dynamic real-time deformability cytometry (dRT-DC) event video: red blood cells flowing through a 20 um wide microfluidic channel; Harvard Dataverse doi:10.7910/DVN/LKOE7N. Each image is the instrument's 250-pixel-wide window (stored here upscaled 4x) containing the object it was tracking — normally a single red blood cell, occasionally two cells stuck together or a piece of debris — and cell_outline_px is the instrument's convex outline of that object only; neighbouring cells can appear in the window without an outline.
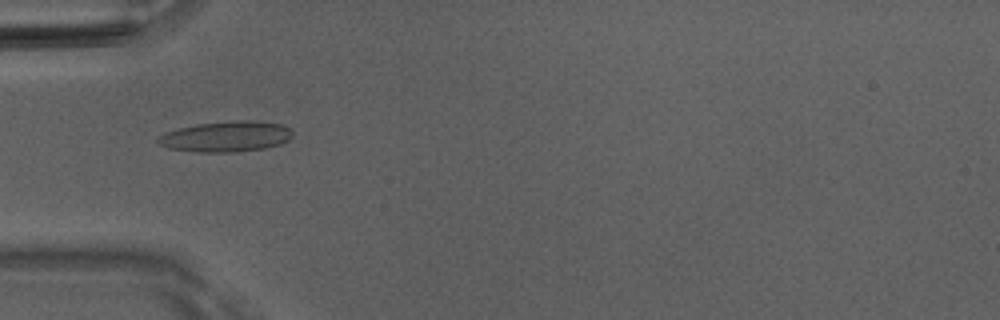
{"species": "Egyptian fruit bat (a non-hibernating species)", "species_latin": "Rousettus aegyptiacus", "temperature_condition": "room temperature", "stored_images_in_passage": 51, "camera_frame_rate_fps": 3000, "um_per_image_px": 0.085, "animal": {"sex": "male"}, "frame": {"image": 1, "passage_image": 17, "time_ms": 5.333, "image_size_px": [1000, 320], "cell_outline_px": [[292, 136], [288, 140], [280, 144], [264, 148], [236, 152], [196, 152], [168, 148], [156, 144], [156, 136], [180, 128], [196, 124], [236, 120], [248, 120], [280, 124], [288, 128], [292, 132]], "centroid_in_image_um": [19.17, 11.61], "position_along_channel_um": 65.8, "area_um2": 23.99}}
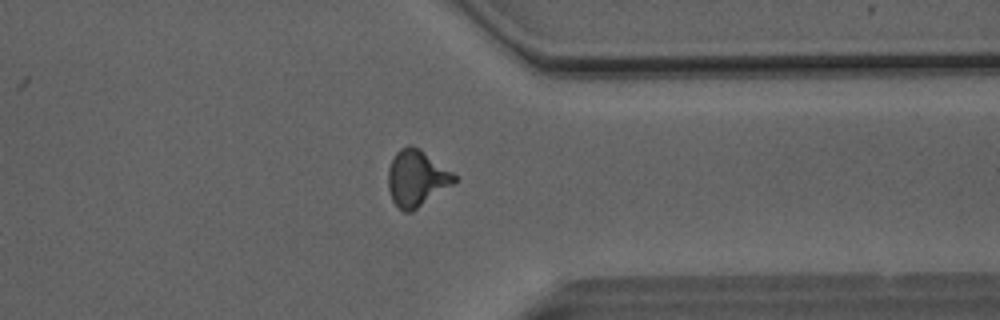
{"frame": {"image": 2, "passage_image": 40, "time_ms": 13.0, "image_size_px": [1000, 320], "cell_outline_px": [[456, 180], [452, 184], [412, 212], [404, 212], [392, 200], [388, 188], [388, 168], [396, 152], [400, 148], [408, 144], [412, 144], [420, 148], [452, 172], [456, 176]], "centroid_in_image_um": [35.38, 15.12], "position_along_channel_um": 376.0, "area_um2": 21.56}}
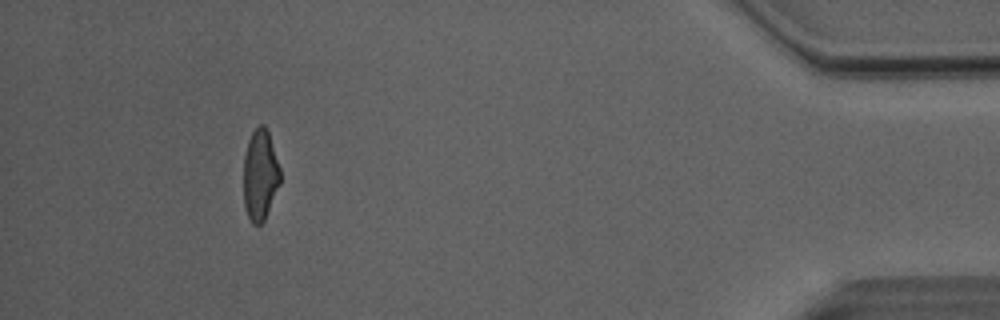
{"frame": {"image": 3, "passage_image": 47, "time_ms": 15.333, "image_size_px": [1000, 320], "cell_outline_px": [[280, 184], [264, 220], [260, 224], [252, 224], [248, 216], [244, 204], [244, 156], [248, 140], [252, 132], [260, 124], [264, 124], [268, 132], [280, 168]], "centroid_in_image_um": [22.11, 14.87], "position_along_channel_um": 413.1, "area_um2": 19.25}, "authors_computed_cell_mechanics": {"area_um2": 20.7502, "velocity_mm_per_s": 4.1004, "shape_relaxation_time_tau1_ms": 7.1541, "shape_relaxation_time_tau2_ms": 1.989, "deformation_change_tau1": 0.211, "deformation_change_tau2": 0.1092}}